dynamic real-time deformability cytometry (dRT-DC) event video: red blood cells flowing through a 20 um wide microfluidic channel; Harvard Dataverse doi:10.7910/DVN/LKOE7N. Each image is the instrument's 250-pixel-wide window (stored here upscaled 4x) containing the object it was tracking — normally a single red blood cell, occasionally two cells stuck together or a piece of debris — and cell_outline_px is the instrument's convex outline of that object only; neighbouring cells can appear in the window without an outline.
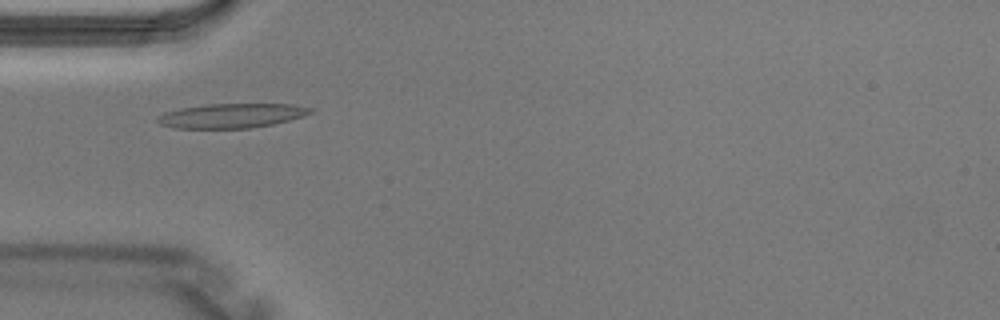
{"species": "Egyptian fruit bat (a non-hibernating species)", "species_latin": "Rousettus aegyptiacus", "temperature_condition": "warm", "stored_images_in_passage": 1, "camera_frame_rate_fps": 3000, "um_per_image_px": 0.085, "animal": {"sex": "male"}, "frame": {"image": 1, "passage_image": 1, "time_ms": 0.0, "image_size_px": [1000, 320], "cell_outline_px": [[316, 108], [312, 112], [304, 116], [272, 124], [252, 128], [172, 128], [160, 124], [156, 120], [156, 116], [164, 112], [180, 108], [204, 104], [292, 104]], "centroid_in_image_um": [19.67, 9.83], "position_along_channel_um": 65.3, "area_um2": 21.96}}